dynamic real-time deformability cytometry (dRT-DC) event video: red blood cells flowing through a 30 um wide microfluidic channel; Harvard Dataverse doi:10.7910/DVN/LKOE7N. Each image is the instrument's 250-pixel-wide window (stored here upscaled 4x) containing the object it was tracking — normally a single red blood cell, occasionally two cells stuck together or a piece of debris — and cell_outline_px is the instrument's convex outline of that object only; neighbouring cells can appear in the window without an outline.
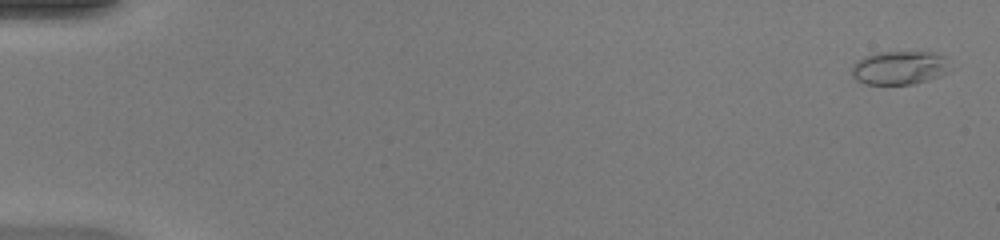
{"species": "common noctule bat (a hibernating species)", "species_latin": "Nyctalus noctula", "temperature_condition": "warm", "stored_images_in_passage": 50, "camera_frame_rate_fps": 3000, "um_per_image_px": 0.085, "animal": {"sex": "female", "body_mass_g": 20.0, "forearm_length_mm": 54.0}, "frame": {"image": 1, "passage_image": 2, "time_ms": 0.333, "image_size_px": [1000, 240], "cell_outline_px": [[948, 72], [940, 76], [912, 84], [864, 84], [856, 80], [852, 76], [852, 64], [876, 52], [936, 52], [944, 56]], "centroid_in_image_um": [76.42, 5.76], "position_along_channel_um": 8.6, "area_um2": 19.02}}
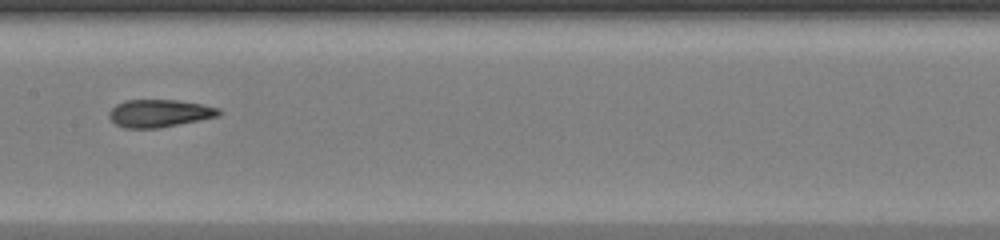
{"frame": {"image": 2, "passage_image": 27, "time_ms": 8.667, "image_size_px": [1000, 240], "cell_outline_px": [[224, 112], [220, 116], [160, 128], [124, 128], [116, 124], [108, 116], [108, 112], [116, 104], [124, 100], [176, 100], [200, 104], [220, 108]], "centroid_in_image_um": [13.57, 9.63], "position_along_channel_um": 193.8, "area_um2": 17.8}}
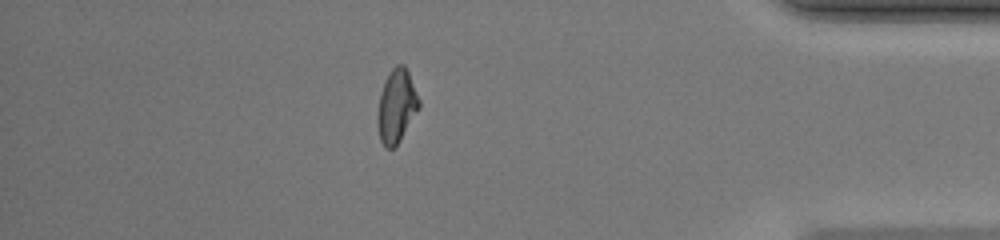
{"frame": {"image": 3, "passage_image": 44, "time_ms": 14.333, "image_size_px": [1000, 240], "cell_outline_px": [[420, 108], [400, 140], [392, 148], [384, 148], [380, 140], [376, 124], [376, 116], [380, 92], [384, 80], [388, 72], [396, 64], [404, 64], [408, 72], [420, 100]], "centroid_in_image_um": [33.68, 9.01], "position_along_channel_um": 401.5, "area_um2": 18.03}, "authors_computed_cell_mechanics": {"area_um2": 18.0047, "velocity_mm_per_s": 4.2596, "shape_relaxation_time_tau1_ms": null, "shape_relaxation_time_tau2_ms": 1.1826, "deformation_change_tau1": null, "deformation_change_tau2": 0.0784}}